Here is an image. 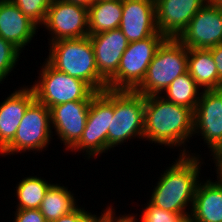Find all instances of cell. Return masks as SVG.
Wrapping results in <instances>:
<instances>
[{
  "label": "cell",
  "mask_w": 222,
  "mask_h": 222,
  "mask_svg": "<svg viewBox=\"0 0 222 222\" xmlns=\"http://www.w3.org/2000/svg\"><path fill=\"white\" fill-rule=\"evenodd\" d=\"M194 131V111L165 100L160 95L145 97L144 141L179 148L180 155L201 156L187 150ZM187 150V151H186Z\"/></svg>",
  "instance_id": "1"
},
{
  "label": "cell",
  "mask_w": 222,
  "mask_h": 222,
  "mask_svg": "<svg viewBox=\"0 0 222 222\" xmlns=\"http://www.w3.org/2000/svg\"><path fill=\"white\" fill-rule=\"evenodd\" d=\"M202 160L201 156L179 154L173 165L161 173L148 201L163 210L189 218L197 186L202 181L199 177L201 165L205 163Z\"/></svg>",
  "instance_id": "2"
},
{
  "label": "cell",
  "mask_w": 222,
  "mask_h": 222,
  "mask_svg": "<svg viewBox=\"0 0 222 222\" xmlns=\"http://www.w3.org/2000/svg\"><path fill=\"white\" fill-rule=\"evenodd\" d=\"M46 60L57 70L86 82L95 92L107 89V82L97 70L89 36L49 43Z\"/></svg>",
  "instance_id": "3"
},
{
  "label": "cell",
  "mask_w": 222,
  "mask_h": 222,
  "mask_svg": "<svg viewBox=\"0 0 222 222\" xmlns=\"http://www.w3.org/2000/svg\"><path fill=\"white\" fill-rule=\"evenodd\" d=\"M188 51L177 38H166L157 49L144 80L135 91L145 97L162 95L178 76L188 71Z\"/></svg>",
  "instance_id": "4"
},
{
  "label": "cell",
  "mask_w": 222,
  "mask_h": 222,
  "mask_svg": "<svg viewBox=\"0 0 222 222\" xmlns=\"http://www.w3.org/2000/svg\"><path fill=\"white\" fill-rule=\"evenodd\" d=\"M144 109V95L135 90H114V115L108 128L107 152L127 140L144 139Z\"/></svg>",
  "instance_id": "5"
},
{
  "label": "cell",
  "mask_w": 222,
  "mask_h": 222,
  "mask_svg": "<svg viewBox=\"0 0 222 222\" xmlns=\"http://www.w3.org/2000/svg\"><path fill=\"white\" fill-rule=\"evenodd\" d=\"M37 81L31 84L35 100L47 108L77 100H92L95 92L86 82L55 69L46 59Z\"/></svg>",
  "instance_id": "6"
},
{
  "label": "cell",
  "mask_w": 222,
  "mask_h": 222,
  "mask_svg": "<svg viewBox=\"0 0 222 222\" xmlns=\"http://www.w3.org/2000/svg\"><path fill=\"white\" fill-rule=\"evenodd\" d=\"M114 115V90L97 92L91 102L83 135L70 150L84 153L86 159L107 153V136L111 117Z\"/></svg>",
  "instance_id": "7"
},
{
  "label": "cell",
  "mask_w": 222,
  "mask_h": 222,
  "mask_svg": "<svg viewBox=\"0 0 222 222\" xmlns=\"http://www.w3.org/2000/svg\"><path fill=\"white\" fill-rule=\"evenodd\" d=\"M166 37L162 33L128 44L116 74L107 82L112 90H135L144 80L148 66Z\"/></svg>",
  "instance_id": "8"
},
{
  "label": "cell",
  "mask_w": 222,
  "mask_h": 222,
  "mask_svg": "<svg viewBox=\"0 0 222 222\" xmlns=\"http://www.w3.org/2000/svg\"><path fill=\"white\" fill-rule=\"evenodd\" d=\"M50 110L34 101L26 110L14 139L0 152L1 156L15 155L21 152L33 153L47 150L53 139ZM46 148V149H45ZM35 151V152H34Z\"/></svg>",
  "instance_id": "9"
},
{
  "label": "cell",
  "mask_w": 222,
  "mask_h": 222,
  "mask_svg": "<svg viewBox=\"0 0 222 222\" xmlns=\"http://www.w3.org/2000/svg\"><path fill=\"white\" fill-rule=\"evenodd\" d=\"M43 26L50 34L49 42L89 36L88 7L51 0Z\"/></svg>",
  "instance_id": "10"
},
{
  "label": "cell",
  "mask_w": 222,
  "mask_h": 222,
  "mask_svg": "<svg viewBox=\"0 0 222 222\" xmlns=\"http://www.w3.org/2000/svg\"><path fill=\"white\" fill-rule=\"evenodd\" d=\"M195 135L202 136L213 158L222 151V88L202 90L194 111Z\"/></svg>",
  "instance_id": "11"
},
{
  "label": "cell",
  "mask_w": 222,
  "mask_h": 222,
  "mask_svg": "<svg viewBox=\"0 0 222 222\" xmlns=\"http://www.w3.org/2000/svg\"><path fill=\"white\" fill-rule=\"evenodd\" d=\"M188 49H209L222 43V6L206 3L177 38Z\"/></svg>",
  "instance_id": "12"
},
{
  "label": "cell",
  "mask_w": 222,
  "mask_h": 222,
  "mask_svg": "<svg viewBox=\"0 0 222 222\" xmlns=\"http://www.w3.org/2000/svg\"><path fill=\"white\" fill-rule=\"evenodd\" d=\"M91 100L65 102L51 107V128L66 150H71L81 139Z\"/></svg>",
  "instance_id": "13"
},
{
  "label": "cell",
  "mask_w": 222,
  "mask_h": 222,
  "mask_svg": "<svg viewBox=\"0 0 222 222\" xmlns=\"http://www.w3.org/2000/svg\"><path fill=\"white\" fill-rule=\"evenodd\" d=\"M119 29L129 43L160 33L156 24L155 0H122Z\"/></svg>",
  "instance_id": "14"
},
{
  "label": "cell",
  "mask_w": 222,
  "mask_h": 222,
  "mask_svg": "<svg viewBox=\"0 0 222 222\" xmlns=\"http://www.w3.org/2000/svg\"><path fill=\"white\" fill-rule=\"evenodd\" d=\"M207 0H155L157 29L166 38H178Z\"/></svg>",
  "instance_id": "15"
},
{
  "label": "cell",
  "mask_w": 222,
  "mask_h": 222,
  "mask_svg": "<svg viewBox=\"0 0 222 222\" xmlns=\"http://www.w3.org/2000/svg\"><path fill=\"white\" fill-rule=\"evenodd\" d=\"M89 37L99 75L108 82L116 74L129 41L119 28Z\"/></svg>",
  "instance_id": "16"
},
{
  "label": "cell",
  "mask_w": 222,
  "mask_h": 222,
  "mask_svg": "<svg viewBox=\"0 0 222 222\" xmlns=\"http://www.w3.org/2000/svg\"><path fill=\"white\" fill-rule=\"evenodd\" d=\"M34 101L32 88L23 86L0 102V152L14 139L27 108Z\"/></svg>",
  "instance_id": "17"
},
{
  "label": "cell",
  "mask_w": 222,
  "mask_h": 222,
  "mask_svg": "<svg viewBox=\"0 0 222 222\" xmlns=\"http://www.w3.org/2000/svg\"><path fill=\"white\" fill-rule=\"evenodd\" d=\"M38 26L26 17L11 0L0 1V36L21 52L30 44Z\"/></svg>",
  "instance_id": "18"
},
{
  "label": "cell",
  "mask_w": 222,
  "mask_h": 222,
  "mask_svg": "<svg viewBox=\"0 0 222 222\" xmlns=\"http://www.w3.org/2000/svg\"><path fill=\"white\" fill-rule=\"evenodd\" d=\"M189 219L191 222H222V179L219 176L215 182L210 178L199 182Z\"/></svg>",
  "instance_id": "19"
},
{
  "label": "cell",
  "mask_w": 222,
  "mask_h": 222,
  "mask_svg": "<svg viewBox=\"0 0 222 222\" xmlns=\"http://www.w3.org/2000/svg\"><path fill=\"white\" fill-rule=\"evenodd\" d=\"M188 72L201 90L222 88L216 64L208 49H189Z\"/></svg>",
  "instance_id": "20"
},
{
  "label": "cell",
  "mask_w": 222,
  "mask_h": 222,
  "mask_svg": "<svg viewBox=\"0 0 222 222\" xmlns=\"http://www.w3.org/2000/svg\"><path fill=\"white\" fill-rule=\"evenodd\" d=\"M122 17V0H101L88 7L89 35L118 29Z\"/></svg>",
  "instance_id": "21"
},
{
  "label": "cell",
  "mask_w": 222,
  "mask_h": 222,
  "mask_svg": "<svg viewBox=\"0 0 222 222\" xmlns=\"http://www.w3.org/2000/svg\"><path fill=\"white\" fill-rule=\"evenodd\" d=\"M77 206V199L67 186L53 183L47 190L39 210L47 222H54Z\"/></svg>",
  "instance_id": "22"
},
{
  "label": "cell",
  "mask_w": 222,
  "mask_h": 222,
  "mask_svg": "<svg viewBox=\"0 0 222 222\" xmlns=\"http://www.w3.org/2000/svg\"><path fill=\"white\" fill-rule=\"evenodd\" d=\"M187 71L178 76L165 90L162 96L165 100L185 106L193 111L197 106L202 90Z\"/></svg>",
  "instance_id": "23"
},
{
  "label": "cell",
  "mask_w": 222,
  "mask_h": 222,
  "mask_svg": "<svg viewBox=\"0 0 222 222\" xmlns=\"http://www.w3.org/2000/svg\"><path fill=\"white\" fill-rule=\"evenodd\" d=\"M53 183L45 178L37 176H26L19 181L16 188L17 206L16 209H39L42 200L49 187Z\"/></svg>",
  "instance_id": "24"
},
{
  "label": "cell",
  "mask_w": 222,
  "mask_h": 222,
  "mask_svg": "<svg viewBox=\"0 0 222 222\" xmlns=\"http://www.w3.org/2000/svg\"><path fill=\"white\" fill-rule=\"evenodd\" d=\"M20 11L32 20L38 27H42L51 0H11Z\"/></svg>",
  "instance_id": "25"
},
{
  "label": "cell",
  "mask_w": 222,
  "mask_h": 222,
  "mask_svg": "<svg viewBox=\"0 0 222 222\" xmlns=\"http://www.w3.org/2000/svg\"><path fill=\"white\" fill-rule=\"evenodd\" d=\"M21 51L0 36V84L14 71Z\"/></svg>",
  "instance_id": "26"
},
{
  "label": "cell",
  "mask_w": 222,
  "mask_h": 222,
  "mask_svg": "<svg viewBox=\"0 0 222 222\" xmlns=\"http://www.w3.org/2000/svg\"><path fill=\"white\" fill-rule=\"evenodd\" d=\"M139 214V222H183L185 218L178 213L163 210L153 205L150 201ZM141 215V216H140Z\"/></svg>",
  "instance_id": "27"
},
{
  "label": "cell",
  "mask_w": 222,
  "mask_h": 222,
  "mask_svg": "<svg viewBox=\"0 0 222 222\" xmlns=\"http://www.w3.org/2000/svg\"><path fill=\"white\" fill-rule=\"evenodd\" d=\"M78 205L73 211L68 214L63 215L54 222H96L98 220V215L92 214L85 207H79Z\"/></svg>",
  "instance_id": "28"
},
{
  "label": "cell",
  "mask_w": 222,
  "mask_h": 222,
  "mask_svg": "<svg viewBox=\"0 0 222 222\" xmlns=\"http://www.w3.org/2000/svg\"><path fill=\"white\" fill-rule=\"evenodd\" d=\"M103 214L98 215V220L100 222H138L137 214H123V215H115V209L111 206H107L105 210L102 211Z\"/></svg>",
  "instance_id": "29"
},
{
  "label": "cell",
  "mask_w": 222,
  "mask_h": 222,
  "mask_svg": "<svg viewBox=\"0 0 222 222\" xmlns=\"http://www.w3.org/2000/svg\"><path fill=\"white\" fill-rule=\"evenodd\" d=\"M13 222H47L39 209H16Z\"/></svg>",
  "instance_id": "30"
},
{
  "label": "cell",
  "mask_w": 222,
  "mask_h": 222,
  "mask_svg": "<svg viewBox=\"0 0 222 222\" xmlns=\"http://www.w3.org/2000/svg\"><path fill=\"white\" fill-rule=\"evenodd\" d=\"M208 50L212 54V57L217 67L219 79L222 82V43L215 47L209 48Z\"/></svg>",
  "instance_id": "31"
},
{
  "label": "cell",
  "mask_w": 222,
  "mask_h": 222,
  "mask_svg": "<svg viewBox=\"0 0 222 222\" xmlns=\"http://www.w3.org/2000/svg\"><path fill=\"white\" fill-rule=\"evenodd\" d=\"M213 159V163H215L216 168V176H219L222 179V151L219 152Z\"/></svg>",
  "instance_id": "32"
},
{
  "label": "cell",
  "mask_w": 222,
  "mask_h": 222,
  "mask_svg": "<svg viewBox=\"0 0 222 222\" xmlns=\"http://www.w3.org/2000/svg\"><path fill=\"white\" fill-rule=\"evenodd\" d=\"M65 1L81 4L86 7H89L93 3V0H65Z\"/></svg>",
  "instance_id": "33"
},
{
  "label": "cell",
  "mask_w": 222,
  "mask_h": 222,
  "mask_svg": "<svg viewBox=\"0 0 222 222\" xmlns=\"http://www.w3.org/2000/svg\"><path fill=\"white\" fill-rule=\"evenodd\" d=\"M207 3L216 4L222 6V0H207Z\"/></svg>",
  "instance_id": "34"
},
{
  "label": "cell",
  "mask_w": 222,
  "mask_h": 222,
  "mask_svg": "<svg viewBox=\"0 0 222 222\" xmlns=\"http://www.w3.org/2000/svg\"><path fill=\"white\" fill-rule=\"evenodd\" d=\"M183 222H191L189 218L185 219Z\"/></svg>",
  "instance_id": "35"
}]
</instances>
